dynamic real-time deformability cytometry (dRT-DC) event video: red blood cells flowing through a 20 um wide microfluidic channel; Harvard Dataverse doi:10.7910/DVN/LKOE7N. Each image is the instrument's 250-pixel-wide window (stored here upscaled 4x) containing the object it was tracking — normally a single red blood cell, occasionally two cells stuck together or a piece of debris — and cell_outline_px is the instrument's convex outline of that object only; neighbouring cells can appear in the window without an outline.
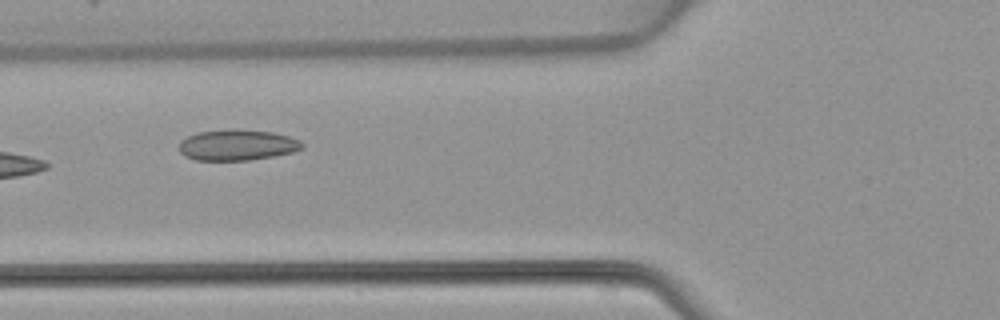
{"species": "common noctule bat (a hibernating species)", "species_latin": "Nyctalus noctula", "temperature_condition": "warm", "stored_images_in_passage": 2, "camera_frame_rate_fps": 3000, "um_per_image_px": 0.085, "animal": {"sex": "female", "body_mass_g": 22.7, "forearm_length_mm": 54.2}, "frame": {"image": 1, "passage_image": 2, "time_ms": 1.0, "image_size_px": [1000, 320], "cell_outline_px": [[304, 148], [292, 152], [272, 156], [248, 160], [196, 160], [184, 156], [180, 152], [180, 140], [196, 132], [272, 132], [288, 136], [300, 140], [304, 144]], "centroid_in_image_um": [20.17, 12.37], "position_along_channel_um": 105.6, "area_um2": 21.15}}